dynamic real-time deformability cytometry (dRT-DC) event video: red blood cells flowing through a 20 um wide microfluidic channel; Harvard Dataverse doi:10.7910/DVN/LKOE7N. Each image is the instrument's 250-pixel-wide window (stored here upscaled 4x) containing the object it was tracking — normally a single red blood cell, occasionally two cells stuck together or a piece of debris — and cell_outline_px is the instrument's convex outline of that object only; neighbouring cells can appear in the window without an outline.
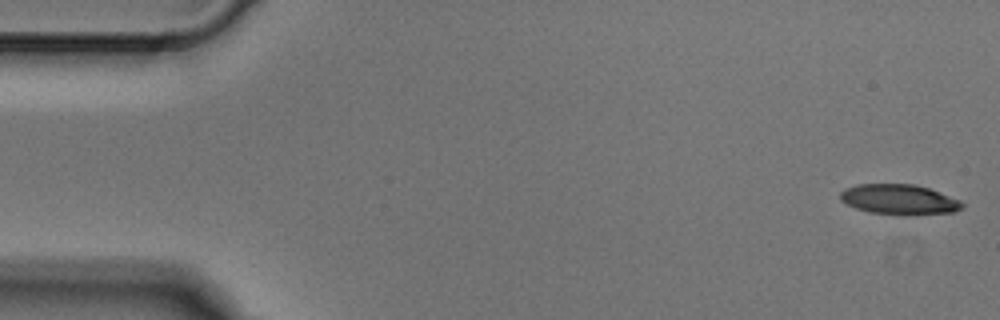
{"species": "Egyptian fruit bat (a non-hibernating species)", "species_latin": "Rousettus aegyptiacus", "temperature_condition": "cold", "stored_images_in_passage": 5, "camera_frame_rate_fps": 3000, "um_per_image_px": 0.085, "animal": {"sex": "male"}, "frame": {"image": 1, "passage_image": 1, "time_ms": 0.0, "image_size_px": [1000, 320], "cell_outline_px": [[964, 208], [952, 212], [904, 216], [900, 216], [872, 212], [856, 208], [840, 200], [840, 192], [844, 188], [856, 184], [916, 184], [928, 188], [960, 200], [964, 204]], "centroid_in_image_um": [76.43, 16.96], "position_along_channel_um": 8.6, "area_um2": 21.62}}
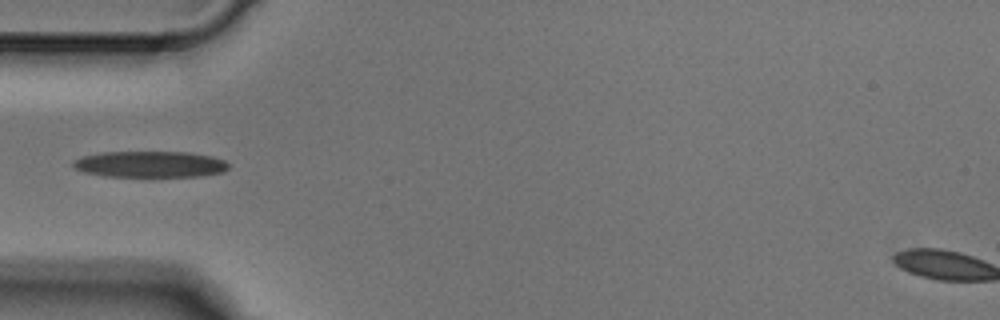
{"frame": {"image": 2, "passage_image": 4, "time_ms": 1.0, "image_size_px": [1000, 320], "cell_outline_px": [[228, 168], [224, 172], [200, 176], [104, 176], [84, 172], [76, 168], [72, 164], [72, 160], [84, 156], [104, 152], [188, 152], [212, 156], [224, 160], [228, 164]], "centroid_in_image_um": [12.77, 13.96], "position_along_channel_um": 72.2, "area_um2": 23.64}}
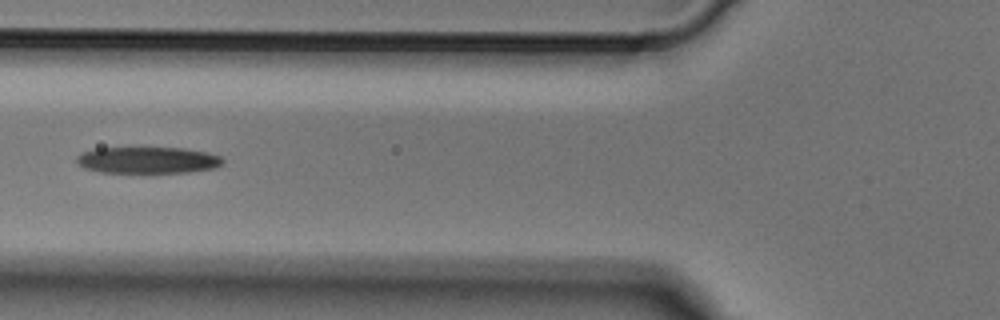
{"frame": {"image": 3, "passage_image": 5, "time_ms": 1.333, "image_size_px": [1000, 320], "cell_outline_px": [[224, 164], [212, 168], [188, 172], [100, 172], [84, 168], [76, 164], [76, 156], [84, 152], [96, 148], [184, 148], [208, 152], [220, 156], [224, 160]], "centroid_in_image_um": [12.55, 13.61], "position_along_channel_um": 113.2, "area_um2": 22.54}}